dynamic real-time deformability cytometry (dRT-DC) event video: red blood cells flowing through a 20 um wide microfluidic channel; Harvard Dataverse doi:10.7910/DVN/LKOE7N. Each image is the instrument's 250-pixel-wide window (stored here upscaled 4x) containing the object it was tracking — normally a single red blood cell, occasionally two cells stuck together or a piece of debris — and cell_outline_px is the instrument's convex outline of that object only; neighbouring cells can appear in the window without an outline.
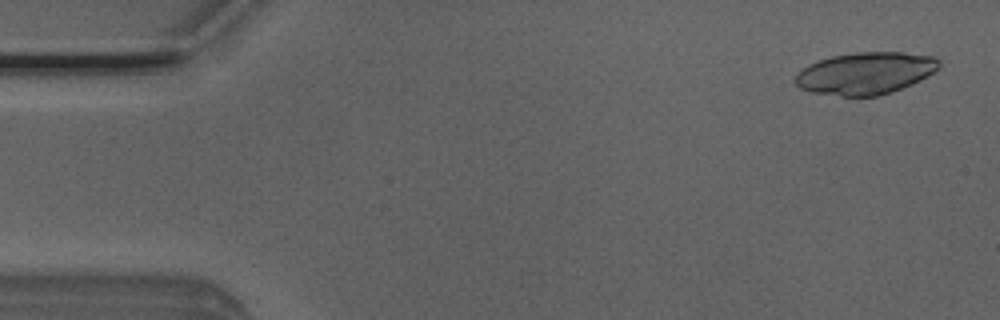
{"species": "Egyptian fruit bat (a non-hibernating species)", "species_latin": "Rousettus aegyptiacus", "temperature_condition": "room temperature", "stored_images_in_passage": 40, "camera_frame_rate_fps": 3000, "um_per_image_px": 0.085, "animal": {"sex": "male"}, "frame": {"image": 1, "passage_image": 2, "time_ms": 0.333, "image_size_px": [1000, 320], "cell_outline_px": [[940, 68], [928, 76], [912, 84], [892, 92], [876, 96], [840, 96], [812, 92], [800, 88], [796, 84], [796, 76], [808, 64], [832, 56], [856, 52], [900, 52], [936, 56], [940, 60]], "centroid_in_image_um": [73.62, 6.22], "position_along_channel_um": 11.4, "area_um2": 35.26}}